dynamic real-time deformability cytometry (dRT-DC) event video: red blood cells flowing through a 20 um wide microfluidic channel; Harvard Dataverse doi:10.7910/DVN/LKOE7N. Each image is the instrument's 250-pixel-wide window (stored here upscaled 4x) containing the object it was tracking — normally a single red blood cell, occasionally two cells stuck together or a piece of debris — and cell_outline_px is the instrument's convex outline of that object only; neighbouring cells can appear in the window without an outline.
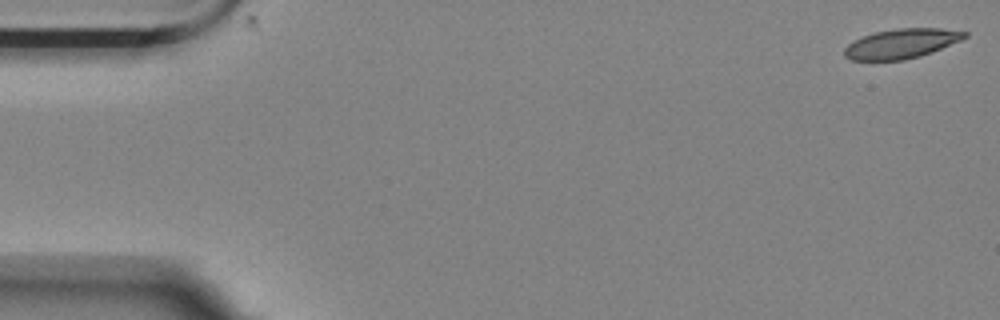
{"species": "Egyptian fruit bat (a non-hibernating species)", "species_latin": "Rousettus aegyptiacus", "temperature_condition": "room temperature", "stored_images_in_passage": 2, "camera_frame_rate_fps": 3000, "um_per_image_px": 0.085, "animal": {"sex": "female"}, "frame": {"image": 1, "passage_image": 1, "time_ms": 0.0, "image_size_px": [1000, 320], "cell_outline_px": [[968, 36], [960, 40], [932, 52], [920, 56], [904, 60], [852, 60], [844, 56], [844, 48], [852, 40], [876, 32], [896, 28], [940, 28], [968, 32]], "centroid_in_image_um": [76.61, 3.7], "position_along_channel_um": 8.4, "area_um2": 20.69}}